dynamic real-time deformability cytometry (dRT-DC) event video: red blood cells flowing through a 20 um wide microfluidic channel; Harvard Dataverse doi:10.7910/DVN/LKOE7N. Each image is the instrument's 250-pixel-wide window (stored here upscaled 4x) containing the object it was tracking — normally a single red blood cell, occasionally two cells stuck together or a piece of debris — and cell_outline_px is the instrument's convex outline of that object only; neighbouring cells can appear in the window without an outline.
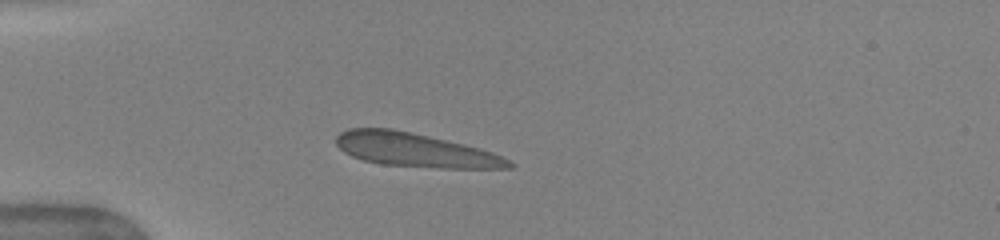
{"species": "human", "species_latin": "Homo sapiens", "temperature_condition": "warm", "stored_images_in_passage": 3, "camera_frame_rate_fps": 3000, "um_per_image_px": 0.085, "donor": {"sex": "female"}, "frame": {"image": 1, "passage_image": 1, "time_ms": 0.0, "image_size_px": [1000, 240], "cell_outline_px": [[516, 164], [512, 168], [440, 168], [384, 164], [364, 160], [352, 156], [344, 152], [336, 144], [336, 136], [340, 132], [348, 128], [392, 128], [464, 144], [480, 148], [492, 152]], "centroid_in_image_um": [35.27, 12.74], "position_along_channel_um": 49.7, "area_um2": 33.81}}